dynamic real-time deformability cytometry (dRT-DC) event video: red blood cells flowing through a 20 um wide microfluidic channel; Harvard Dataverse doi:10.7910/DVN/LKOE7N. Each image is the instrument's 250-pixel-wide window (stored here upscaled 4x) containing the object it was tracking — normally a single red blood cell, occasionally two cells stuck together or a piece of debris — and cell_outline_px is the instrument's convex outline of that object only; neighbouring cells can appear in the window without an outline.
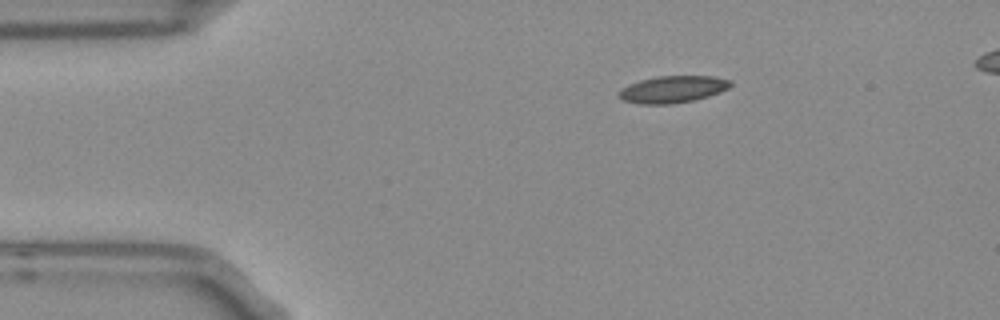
{"species": "Egyptian fruit bat (a non-hibernating species)", "species_latin": "Rousettus aegyptiacus", "temperature_condition": "room temperature", "stored_images_in_passage": 5, "camera_frame_rate_fps": 3000, "um_per_image_px": 0.085, "frame": {"image": 1, "passage_image": 1, "time_ms": 0.0, "image_size_px": [1000, 320], "cell_outline_px": [[732, 84], [728, 88], [720, 92], [708, 96], [692, 100], [668, 104], [640, 104], [624, 100], [620, 96], [620, 88], [628, 84], [640, 80], [656, 76], [712, 76], [732, 80]], "centroid_in_image_um": [57.19, 7.58], "position_along_channel_um": 27.8, "area_um2": 17.4}}
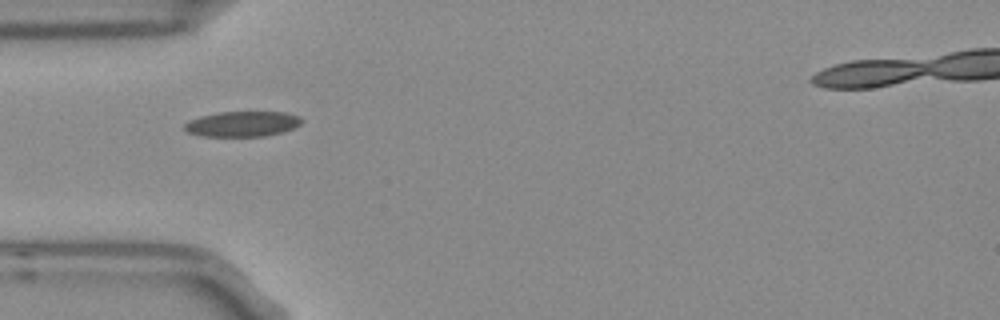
{"frame": {"image": 2, "passage_image": 3, "time_ms": 0.667, "image_size_px": [1000, 320], "cell_outline_px": [[304, 120], [300, 124], [292, 128], [280, 132], [264, 136], [204, 136], [188, 132], [184, 128], [184, 124], [188, 120], [200, 116], [216, 112], [288, 112], [300, 116]], "centroid_in_image_um": [20.6, 10.52], "position_along_channel_um": 64.4, "area_um2": 17.28}}
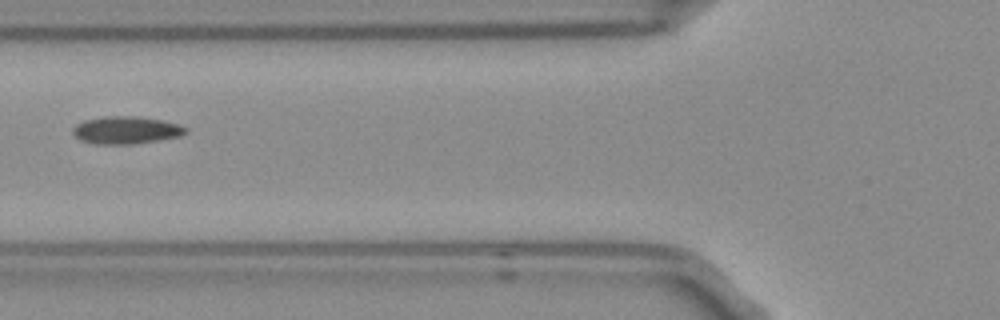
{"frame": {"image": 3, "passage_image": 4, "time_ms": 1.0, "image_size_px": [1000, 320], "cell_outline_px": [[188, 132], [180, 136], [132, 144], [96, 144], [80, 140], [72, 132], [72, 128], [76, 124], [84, 120], [104, 116], [140, 116], [164, 120], [180, 124], [188, 128]], "centroid_in_image_um": [10.73, 11.04], "position_along_channel_um": 115.1, "area_um2": 18.26}}